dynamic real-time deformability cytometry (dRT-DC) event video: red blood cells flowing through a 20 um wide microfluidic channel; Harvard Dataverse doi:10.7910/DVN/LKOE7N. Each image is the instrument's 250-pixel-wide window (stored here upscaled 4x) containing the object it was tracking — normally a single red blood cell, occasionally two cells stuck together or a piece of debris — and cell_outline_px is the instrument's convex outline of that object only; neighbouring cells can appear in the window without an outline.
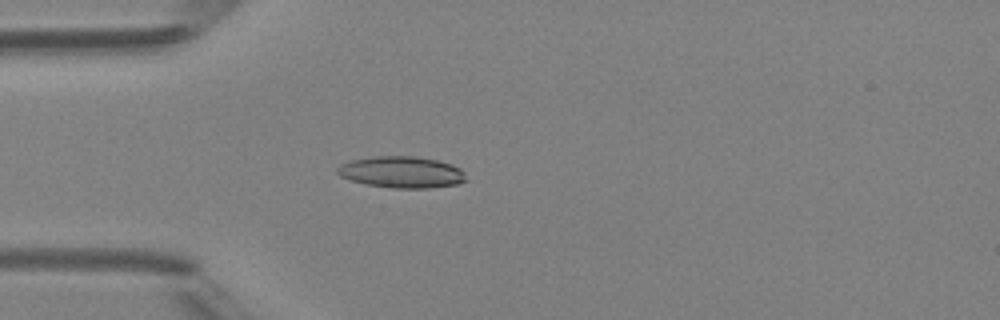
{"species": "Egyptian fruit bat (a non-hibernating species)", "species_latin": "Rousettus aegyptiacus", "temperature_condition": "room temperature", "stored_images_in_passage": 4, "camera_frame_rate_fps": 3000, "um_per_image_px": 0.085, "animal": {"sex": "female"}, "frame": {"image": 1, "passage_image": 4, "time_ms": 3.333, "image_size_px": [1000, 320], "cell_outline_px": [[468, 180], [456, 184], [428, 188], [392, 188], [368, 184], [352, 180], [340, 176], [336, 172], [336, 168], [340, 164], [352, 160], [376, 156], [416, 156], [436, 160], [452, 164], [460, 168], [464, 172]], "centroid_in_image_um": [34.16, 14.63], "position_along_channel_um": 50.8, "area_um2": 23.58}}